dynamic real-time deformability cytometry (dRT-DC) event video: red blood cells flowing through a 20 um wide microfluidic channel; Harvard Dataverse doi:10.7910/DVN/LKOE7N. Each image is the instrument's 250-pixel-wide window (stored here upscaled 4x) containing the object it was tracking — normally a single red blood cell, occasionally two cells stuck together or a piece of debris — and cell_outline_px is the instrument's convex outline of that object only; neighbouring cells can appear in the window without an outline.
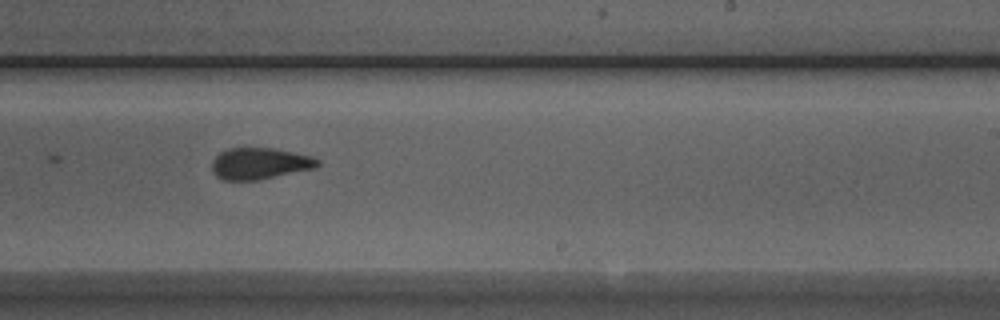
{"species": "Egyptian fruit bat (a non-hibernating species)", "species_latin": "Rousettus aegyptiacus", "temperature_condition": "room temperature", "stored_images_in_passage": 8, "camera_frame_rate_fps": 3000, "um_per_image_px": 0.085, "animal": {"sex": "male"}, "frame": {"image": 1, "passage_image": 7, "time_ms": 6.667, "image_size_px": [1000, 320], "cell_outline_px": [[320, 164], [316, 168], [256, 180], [224, 180], [216, 176], [212, 172], [212, 160], [220, 152], [228, 148], [272, 148], [312, 156], [320, 160]], "centroid_in_image_um": [22.07, 13.9], "position_along_channel_um": 266.9, "area_um2": 19.36}}
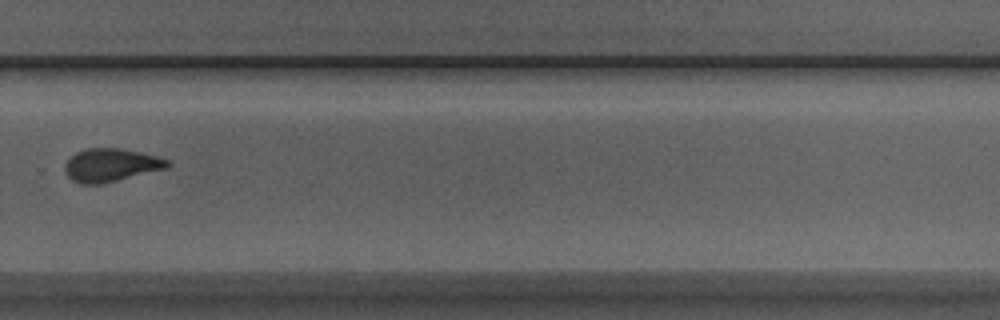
{"frame": {"image": 2, "passage_image": 8, "time_ms": 8.0, "image_size_px": [1000, 320], "cell_outline_px": [[172, 164], [168, 168], [100, 184], [80, 184], [72, 180], [64, 172], [64, 164], [76, 152], [84, 148], [120, 148], [156, 156], [168, 160]], "centroid_in_image_um": [9.4, 14.03], "position_along_channel_um": 320.4, "area_um2": 19.77}}